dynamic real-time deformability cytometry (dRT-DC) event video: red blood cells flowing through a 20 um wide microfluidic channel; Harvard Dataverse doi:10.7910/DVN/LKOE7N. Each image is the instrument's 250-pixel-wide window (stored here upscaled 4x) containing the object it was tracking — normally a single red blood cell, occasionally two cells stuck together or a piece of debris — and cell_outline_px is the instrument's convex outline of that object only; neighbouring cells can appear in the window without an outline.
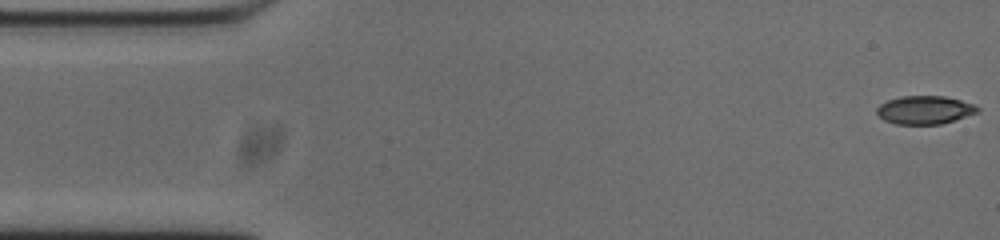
{"species": "common noctule bat (a hibernating species)", "species_latin": "Nyctalus noctula", "temperature_condition": "cold", "stored_images_in_passage": 53, "camera_frame_rate_fps": 3000, "um_per_image_px": 0.085, "animal": {"sex": "male", "body_mass_g": 20.0, "forearm_length_mm": 53.3}, "frame": {"image": 1, "passage_image": 1, "time_ms": 0.0, "image_size_px": [1000, 240], "cell_outline_px": [[980, 112], [940, 124], [896, 124], [884, 120], [876, 112], [876, 108], [880, 104], [888, 100], [900, 96], [944, 96], [976, 104], [980, 108]], "centroid_in_image_um": [78.62, 9.34], "position_along_channel_um": 6.4, "area_um2": 16.65}}
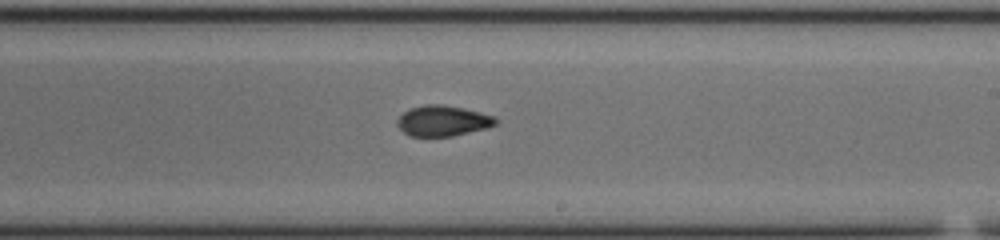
{"frame": {"image": 2, "passage_image": 30, "time_ms": 9.667, "image_size_px": [1000, 240], "cell_outline_px": [[500, 120], [496, 124], [488, 128], [452, 136], [412, 136], [404, 132], [396, 124], [396, 120], [408, 108], [424, 104], [444, 104], [464, 108], [496, 116]], "centroid_in_image_um": [37.67, 10.25], "position_along_channel_um": 251.3, "area_um2": 17.8}}
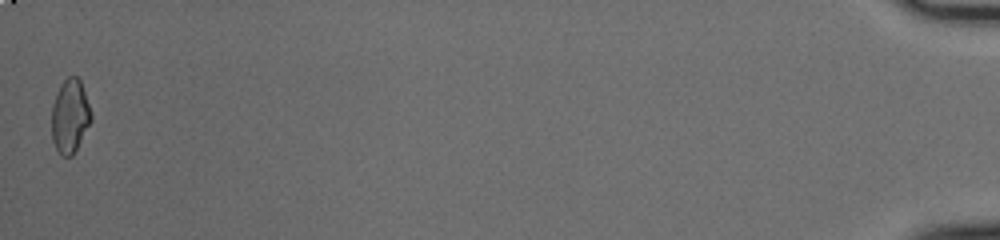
{"frame": {"image": 3, "passage_image": 53, "time_ms": 17.333, "image_size_px": [1000, 240], "cell_outline_px": [[92, 120], [72, 156], [60, 156], [52, 140], [52, 104], [56, 92], [60, 84], [68, 76], [76, 76], [80, 80], [92, 116]], "centroid_in_image_um": [5.93, 9.87], "position_along_channel_um": 429.3, "area_um2": 16.88}, "authors_computed_cell_mechanics": {"area_um2": 17.3978, "velocity_mm_per_s": 3.7468, "shape_relaxation_time_tau1_ms": null, "shape_relaxation_time_tau2_ms": 3.2067, "deformation_change_tau1": null, "deformation_change_tau2": 0.0778}}